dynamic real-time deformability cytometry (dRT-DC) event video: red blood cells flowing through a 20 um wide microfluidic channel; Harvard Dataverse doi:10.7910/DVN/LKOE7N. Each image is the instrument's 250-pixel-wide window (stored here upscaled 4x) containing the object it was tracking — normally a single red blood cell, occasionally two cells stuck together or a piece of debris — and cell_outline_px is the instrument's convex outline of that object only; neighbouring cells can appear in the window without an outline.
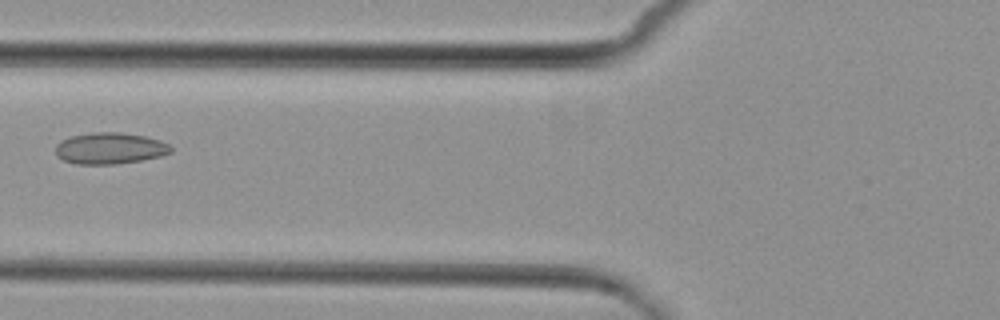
{"species": "common noctule bat (a hibernating species)", "species_latin": "Nyctalus noctula", "temperature_condition": "cold", "stored_images_in_passage": 6, "camera_frame_rate_fps": 3000, "um_per_image_px": 0.085, "animal": {"sex": "female", "body_mass_g": 29.2, "forearm_length_mm": 56.3}, "frame": {"image": 1, "passage_image": 6, "time_ms": 7.0, "image_size_px": [1000, 320], "cell_outline_px": [[172, 152], [160, 156], [140, 160], [116, 164], [76, 164], [64, 160], [56, 156], [56, 144], [60, 140], [72, 136], [92, 132], [120, 132], [144, 136], [160, 140], [168, 144], [172, 148]], "centroid_in_image_um": [9.32, 12.6], "position_along_channel_um": 116.5, "area_um2": 21.1}}